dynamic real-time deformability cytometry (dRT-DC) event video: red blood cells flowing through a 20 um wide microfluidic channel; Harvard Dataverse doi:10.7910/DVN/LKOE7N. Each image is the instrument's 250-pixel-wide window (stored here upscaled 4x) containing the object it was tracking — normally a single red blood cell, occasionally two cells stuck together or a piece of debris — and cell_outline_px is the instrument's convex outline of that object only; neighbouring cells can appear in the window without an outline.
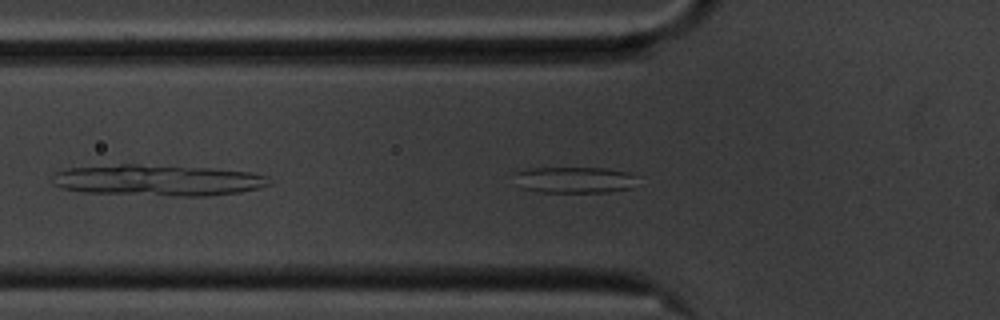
{"species": "common noctule bat (a hibernating species)", "species_latin": "Nyctalus noctula", "temperature_condition": "cold", "stored_images_in_passage": 43, "camera_frame_rate_fps": 3000, "um_per_image_px": 0.085, "animal": {"sex": "male", "body_mass_g": 20.1, "forearm_length_mm": 53.5}, "frame": {"image": 1, "passage_image": 11, "time_ms": 3.333, "image_size_px": [1000, 320], "cell_outline_px": [[640, 176], [632, 188], [608, 192], [540, 192], [520, 188], [516, 172], [528, 168], [608, 168], [628, 172]], "centroid_in_image_um": [48.92, 15.29], "position_along_channel_um": 76.9, "area_um2": 18.96}}
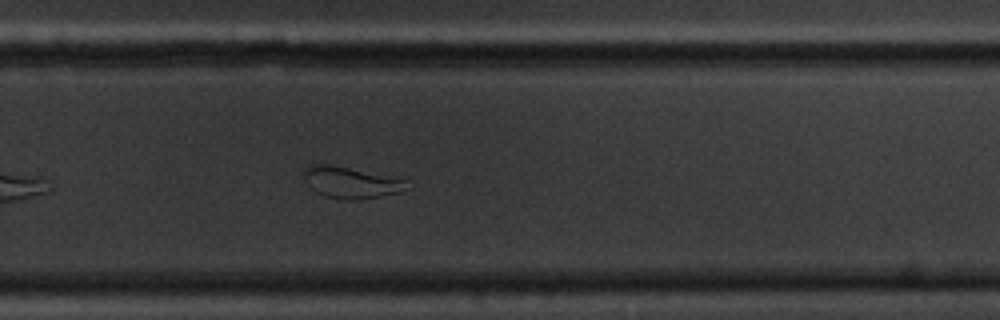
{"frame": {"image": 2, "passage_image": 30, "time_ms": 9.667, "image_size_px": [1000, 320], "cell_outline_px": [[404, 180], [400, 192], [360, 200], [344, 200], [324, 196], [316, 192], [300, 176], [304, 168], [308, 164], [328, 164], [348, 168]], "centroid_in_image_um": [29.64, 15.52], "position_along_channel_um": 300.2, "area_um2": 18.38}}
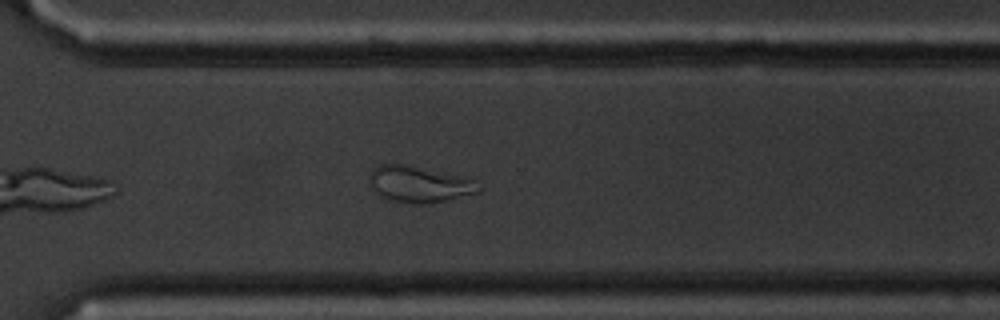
{"frame": {"image": 3, "passage_image": 33, "time_ms": 10.667, "image_size_px": [1000, 320], "cell_outline_px": [[484, 188], [480, 192], [448, 200], [424, 204], [408, 204], [392, 200], [380, 196], [368, 184], [368, 176], [372, 168], [380, 164], [400, 164], [460, 176], [476, 180]], "centroid_in_image_um": [35.63, 15.68], "position_along_channel_um": 335.0, "area_um2": 23.24}, "authors_computed_cell_mechanics": {"area_um2": 20.808, "velocity_mm_per_s": 3.5178, "shape_relaxation_time_tau1_ms": null, "shape_relaxation_time_tau2_ms": 2.0005, "deformation_change_tau1": null, "deformation_change_tau2": 0.1003}}